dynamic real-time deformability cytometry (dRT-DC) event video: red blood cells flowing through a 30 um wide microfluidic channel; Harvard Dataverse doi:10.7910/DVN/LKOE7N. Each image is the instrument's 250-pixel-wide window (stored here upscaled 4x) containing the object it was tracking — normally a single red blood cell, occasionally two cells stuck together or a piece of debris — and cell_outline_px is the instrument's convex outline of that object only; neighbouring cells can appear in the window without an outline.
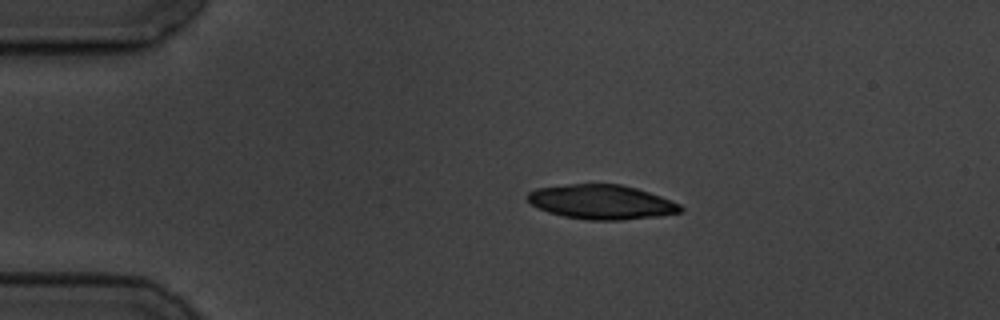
{"species": "common noctule bat (a hibernating species)", "species_latin": "Nyctalus noctula", "temperature_condition": "cold", "stored_images_in_passage": 8, "camera_frame_rate_fps": 3000, "um_per_image_px": 0.085, "animal": {"sex": "male", "body_mass_g": 19.5, "forearm_length_mm": 54.6}, "frame": {"image": 1, "passage_image": 1, "time_ms": 0.0, "image_size_px": [1000, 320], "cell_outline_px": [[684, 208], [680, 212], [660, 216], [624, 220], [588, 220], [564, 216], [548, 212], [532, 204], [524, 196], [528, 192], [536, 188], [568, 184], [620, 184], [636, 188], [660, 196], [680, 204]], "centroid_in_image_um": [51.12, 17.17], "position_along_channel_um": 33.9, "area_um2": 30.69}}